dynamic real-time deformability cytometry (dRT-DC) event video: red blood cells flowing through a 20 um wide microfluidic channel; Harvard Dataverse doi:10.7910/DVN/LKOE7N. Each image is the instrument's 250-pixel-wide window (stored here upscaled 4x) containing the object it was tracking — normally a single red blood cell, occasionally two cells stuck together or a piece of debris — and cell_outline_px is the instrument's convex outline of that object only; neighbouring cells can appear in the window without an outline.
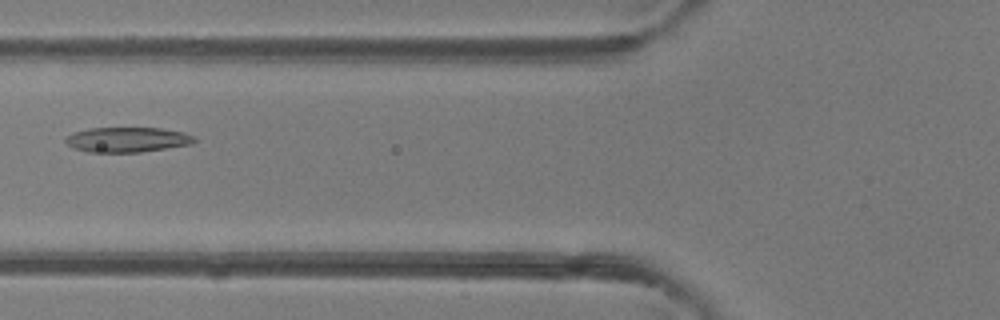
{"species": "common noctule bat (a hibernating species)", "species_latin": "Nyctalus noctula", "temperature_condition": "room temperature", "stored_images_in_passage": 7, "camera_frame_rate_fps": 3000, "um_per_image_px": 0.085, "animal": {"sex": "female"}, "frame": {"image": 1, "passage_image": 6, "time_ms": 1.667, "image_size_px": [1000, 320], "cell_outline_px": [[196, 140], [192, 144], [140, 152], [88, 152], [72, 148], [64, 140], [64, 136], [72, 132], [88, 128], [160, 128], [184, 132], [196, 136]], "centroid_in_image_um": [10.79, 11.86], "position_along_channel_um": 115.0, "area_um2": 18.96}}
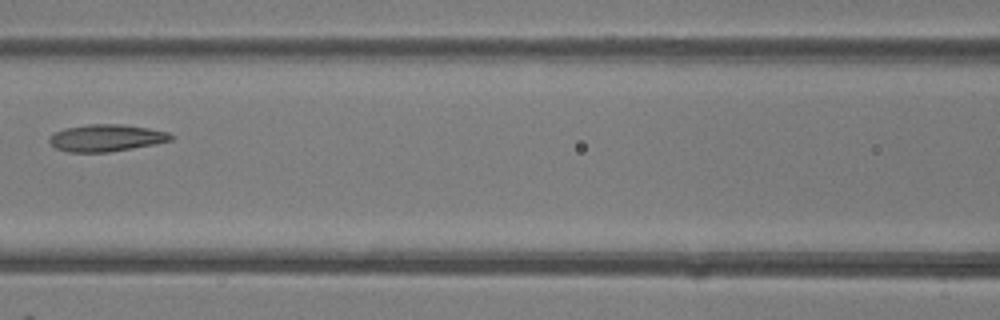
{"frame": {"image": 2, "passage_image": 7, "time_ms": 2.0, "image_size_px": [1000, 320], "cell_outline_px": [[176, 136], [172, 140], [156, 144], [108, 152], [68, 152], [56, 148], [48, 140], [48, 136], [64, 128], [88, 124], [120, 124], [148, 128], [168, 132]], "centroid_in_image_um": [9.05, 11.72], "position_along_channel_um": 157.6, "area_um2": 19.19}}